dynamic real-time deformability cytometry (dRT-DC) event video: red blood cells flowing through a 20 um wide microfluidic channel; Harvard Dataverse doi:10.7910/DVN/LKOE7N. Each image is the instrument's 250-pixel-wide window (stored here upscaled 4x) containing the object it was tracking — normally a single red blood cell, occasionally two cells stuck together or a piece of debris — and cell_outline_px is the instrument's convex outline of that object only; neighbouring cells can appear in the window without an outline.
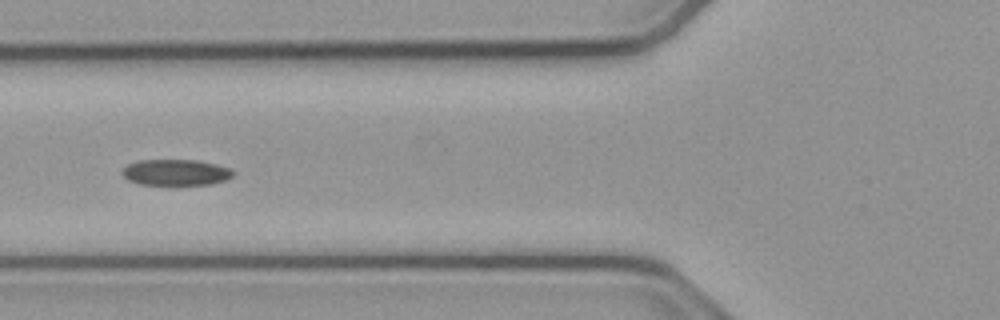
{"species": "common noctule bat (a hibernating species)", "species_latin": "Nyctalus noctula", "temperature_condition": "cold", "stored_images_in_passage": 31, "camera_frame_rate_fps": 3000, "um_per_image_px": 0.085, "animal": {"sex": "male", "body_mass_g": 23.1, "forearm_length_mm": 52.7}, "frame": {"image": 1, "passage_image": 14, "time_ms": 4.333, "image_size_px": [1000, 320], "cell_outline_px": [[236, 172], [232, 176], [224, 180], [212, 184], [176, 188], [172, 188], [140, 184], [128, 180], [120, 172], [128, 164], [140, 160], [196, 160], [216, 164], [232, 168]], "centroid_in_image_um": [14.96, 14.71], "position_along_channel_um": 110.8, "area_um2": 17.86}}
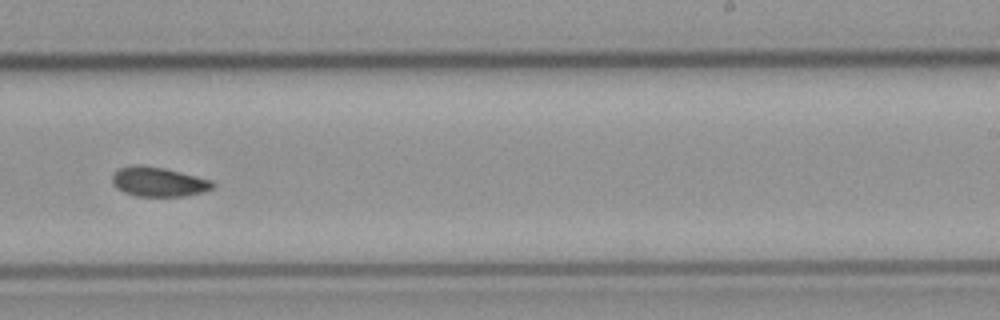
{"frame": {"image": 2, "passage_image": 27, "time_ms": 8.667, "image_size_px": [1000, 320], "cell_outline_px": [[216, 184], [212, 188], [204, 192], [184, 196], [136, 196], [124, 192], [116, 188], [112, 184], [112, 172], [120, 168], [132, 164], [140, 164], [164, 168], [212, 180]], "centroid_in_image_um": [13.44, 15.44], "position_along_channel_um": 275.6, "area_um2": 17.46}}